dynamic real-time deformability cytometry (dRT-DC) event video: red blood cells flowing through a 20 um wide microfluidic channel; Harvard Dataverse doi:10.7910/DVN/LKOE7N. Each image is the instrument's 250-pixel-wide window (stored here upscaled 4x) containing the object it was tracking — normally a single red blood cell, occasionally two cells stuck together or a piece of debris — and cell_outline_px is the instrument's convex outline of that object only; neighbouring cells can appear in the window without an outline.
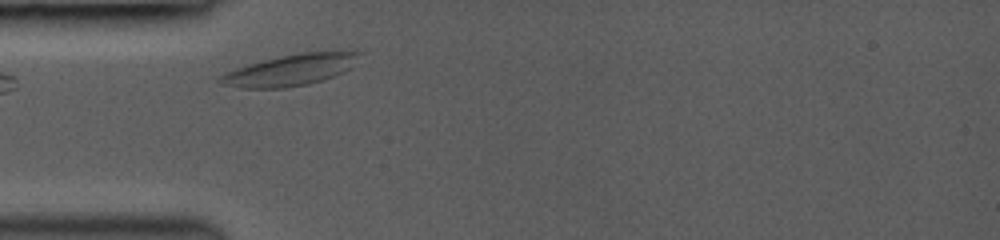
{"species": "common noctule bat (a hibernating species)", "species_latin": "Nyctalus noctula", "temperature_condition": "room temperature", "stored_images_in_passage": 3, "camera_frame_rate_fps": 3000, "um_per_image_px": 0.085, "animal": {"sex": "female", "body_mass_g": 19.0, "forearm_length_mm": 53.3}, "frame": {"image": 1, "passage_image": 1, "time_ms": 0.0, "image_size_px": [1000, 240], "cell_outline_px": [[360, 52], [352, 68], [336, 76], [324, 80], [308, 84], [284, 88], [240, 88], [220, 84], [216, 80], [220, 76], [236, 68], [248, 64], [280, 56], [300, 52]], "centroid_in_image_um": [24.66, 5.97], "position_along_channel_um": 60.3, "area_um2": 25.2}}